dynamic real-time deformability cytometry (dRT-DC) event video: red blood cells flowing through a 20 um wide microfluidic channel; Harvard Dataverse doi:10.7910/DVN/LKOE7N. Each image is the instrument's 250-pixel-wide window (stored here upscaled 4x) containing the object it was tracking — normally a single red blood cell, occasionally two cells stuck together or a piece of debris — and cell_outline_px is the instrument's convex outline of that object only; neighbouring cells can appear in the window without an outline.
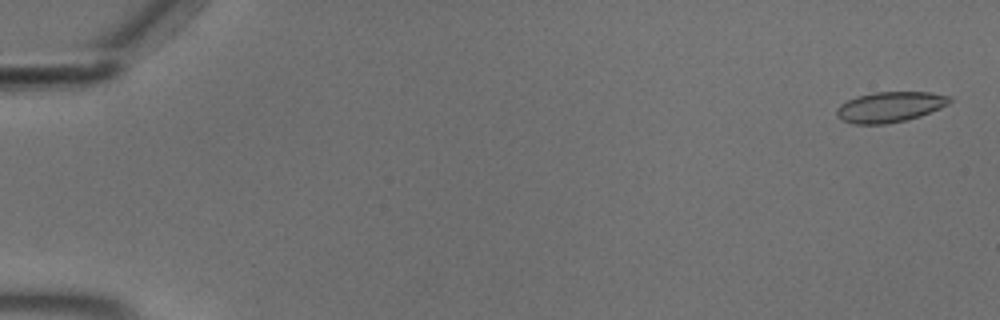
{"species": "common noctule bat (a hibernating species)", "species_latin": "Nyctalus noctula", "temperature_condition": "cold", "stored_images_in_passage": 56, "camera_frame_rate_fps": 3000, "um_per_image_px": 0.085, "animal": {"sex": "male", "body_mass_g": 18.8}, "frame": {"image": 1, "passage_image": 2, "time_ms": 0.333, "image_size_px": [1000, 320], "cell_outline_px": [[952, 100], [948, 104], [940, 108], [920, 116], [904, 120], [884, 124], [852, 124], [836, 116], [836, 108], [840, 104], [856, 96], [872, 92], [928, 92], [952, 96]], "centroid_in_image_um": [75.63, 9.08], "position_along_channel_um": 9.4, "area_um2": 20.06}}
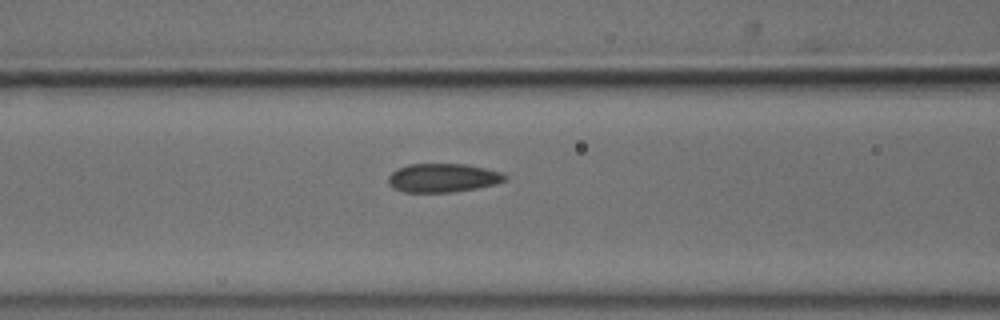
{"frame": {"image": 2, "passage_image": 24, "time_ms": 7.667, "image_size_px": [1000, 320], "cell_outline_px": [[508, 180], [496, 184], [476, 188], [452, 192], [404, 192], [392, 188], [388, 184], [388, 176], [396, 168], [408, 164], [464, 164], [484, 168], [500, 172], [508, 176]], "centroid_in_image_um": [37.62, 15.12], "position_along_channel_um": 129.0, "area_um2": 19.65}}
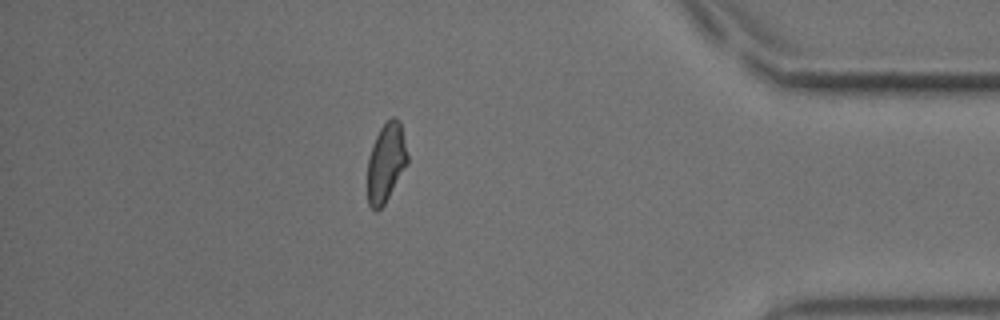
{"frame": {"image": 3, "passage_image": 49, "time_ms": 16.0, "image_size_px": [1000, 320], "cell_outline_px": [[408, 164], [384, 204], [376, 212], [368, 204], [368, 156], [372, 144], [380, 128], [392, 116], [396, 116], [400, 120], [408, 156]], "centroid_in_image_um": [32.82, 13.8], "position_along_channel_um": 402.4, "area_um2": 18.44}, "authors_computed_cell_mechanics": {"area_um2": 19.652, "velocity_mm_per_s": 3.692, "shape_relaxation_time_tau1_ms": null, "shape_relaxation_time_tau2_ms": 1.6891, "deformation_change_tau1": null, "deformation_change_tau2": 0.0744}}